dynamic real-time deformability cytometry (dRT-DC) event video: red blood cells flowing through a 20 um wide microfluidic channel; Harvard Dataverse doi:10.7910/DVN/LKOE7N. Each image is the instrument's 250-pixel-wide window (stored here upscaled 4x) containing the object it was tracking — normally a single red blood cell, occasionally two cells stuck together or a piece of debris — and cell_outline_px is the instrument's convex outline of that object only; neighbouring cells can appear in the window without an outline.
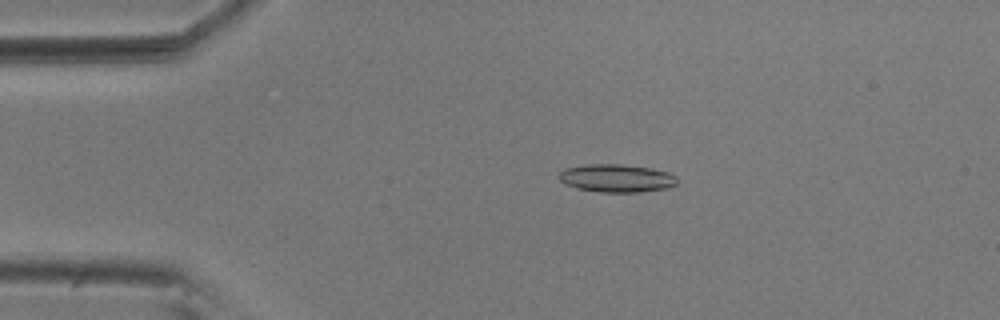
{"species": "common noctule bat (a hibernating species)", "species_latin": "Nyctalus noctula", "temperature_condition": "room temperature", "stored_images_in_passage": 29, "camera_frame_rate_fps": 3000, "um_per_image_px": 0.085, "animal": {"sex": "male", "body_mass_g": 20.5, "forearm_length_mm": 52.5}, "frame": {"image": 1, "passage_image": 11, "time_ms": 3.333, "image_size_px": [1000, 320], "cell_outline_px": [[676, 184], [668, 188], [640, 192], [600, 192], [576, 188], [564, 184], [556, 176], [564, 168], [588, 164], [620, 164], [648, 168], [668, 172], [676, 176]], "centroid_in_image_um": [52.36, 15.15], "position_along_channel_um": 32.6, "area_um2": 19.31}}
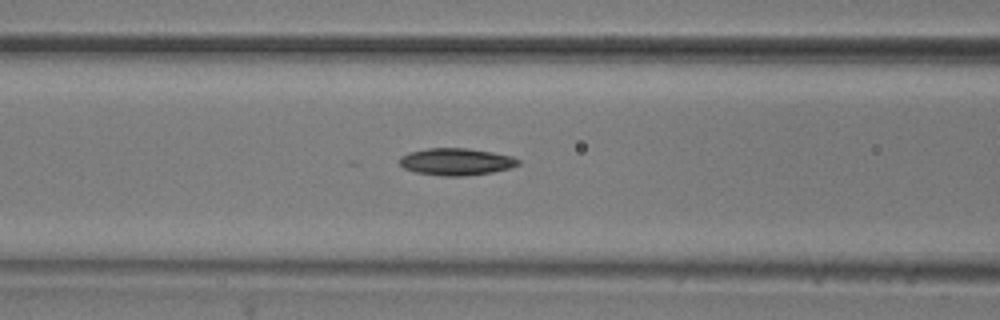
{"frame": {"image": 2, "passage_image": 22, "time_ms": 7.0, "image_size_px": [1000, 320], "cell_outline_px": [[520, 164], [512, 168], [492, 172], [464, 176], [444, 176], [416, 172], [404, 168], [400, 164], [400, 156], [408, 152], [428, 148], [464, 148], [492, 152], [512, 156], [520, 160]], "centroid_in_image_um": [38.79, 13.74], "position_along_channel_um": 127.8, "area_um2": 18.73}}
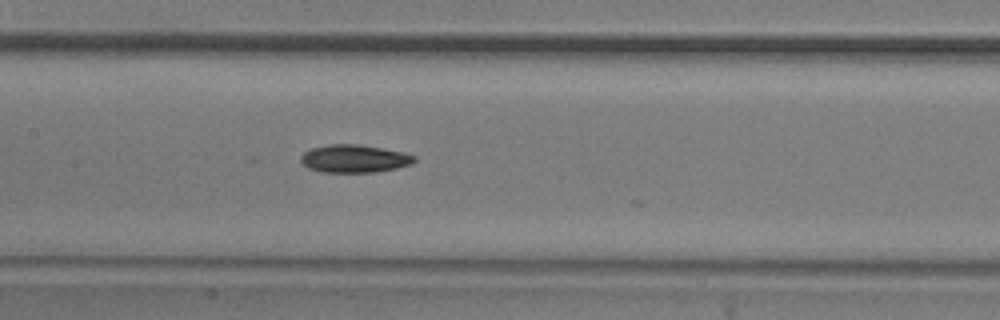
{"frame": {"image": 3, "passage_image": 26, "time_ms": 8.333, "image_size_px": [1000, 320], "cell_outline_px": [[416, 160], [412, 164], [396, 168], [376, 172], [320, 172], [308, 168], [300, 160], [300, 156], [304, 152], [312, 148], [332, 144], [360, 144], [384, 148], [404, 152], [416, 156]], "centroid_in_image_um": [30.14, 13.48], "position_along_channel_um": 177.3, "area_um2": 18.55}}